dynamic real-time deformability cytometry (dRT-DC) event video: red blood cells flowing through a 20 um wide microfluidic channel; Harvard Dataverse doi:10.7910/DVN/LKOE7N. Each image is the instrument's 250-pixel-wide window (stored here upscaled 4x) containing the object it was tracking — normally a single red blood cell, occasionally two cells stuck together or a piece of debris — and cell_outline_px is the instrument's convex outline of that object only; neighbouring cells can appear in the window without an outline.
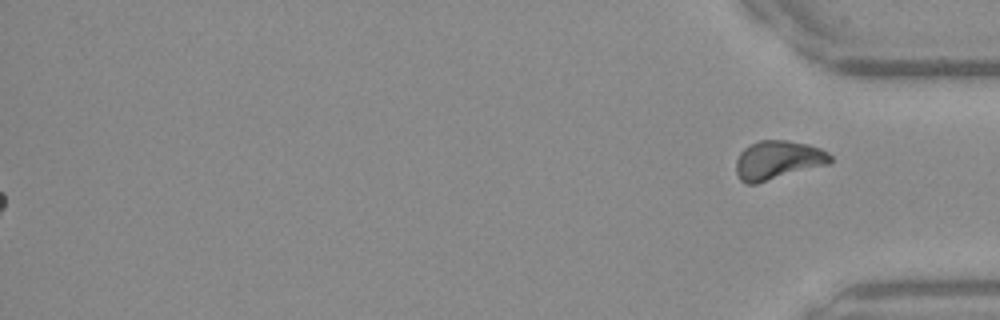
{"species": "Egyptian fruit bat (a non-hibernating species)", "species_latin": "Rousettus aegyptiacus", "temperature_condition": "warm", "stored_images_in_passage": 43, "segment_of_instrument_passage": [2, 2], "camera_frame_rate_fps": 3000, "um_per_image_px": 0.085, "frame": {"image": 1, "passage_image": 43, "time_ms": 14.0, "image_size_px": [1000, 320], "cell_outline_px": [[832, 160], [828, 164], [756, 184], [744, 184], [740, 180], [736, 172], [736, 160], [740, 152], [744, 148], [760, 140], [788, 140], [808, 144], [820, 148], [828, 152], [832, 156]], "centroid_in_image_um": [66.11, 13.61], "position_along_channel_um": 369.1, "area_um2": 21.39}}